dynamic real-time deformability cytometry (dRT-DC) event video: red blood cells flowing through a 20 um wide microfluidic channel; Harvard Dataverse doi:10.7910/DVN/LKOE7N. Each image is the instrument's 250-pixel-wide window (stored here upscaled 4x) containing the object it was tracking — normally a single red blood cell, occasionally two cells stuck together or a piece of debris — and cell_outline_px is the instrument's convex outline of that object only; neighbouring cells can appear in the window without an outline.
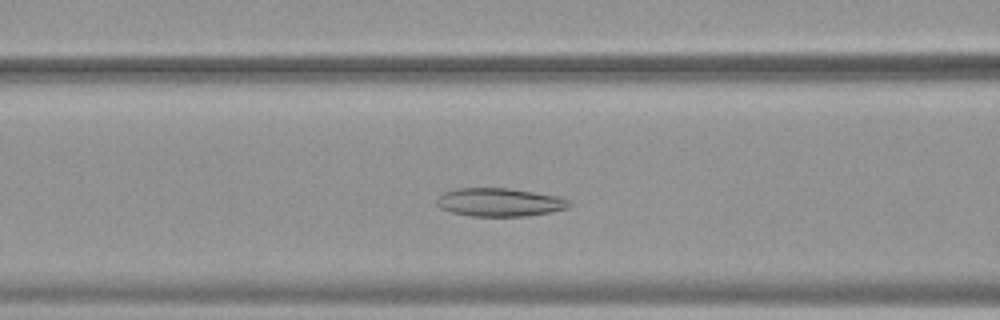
{"species": "common noctule bat (a hibernating species)", "species_latin": "Nyctalus noctula", "temperature_condition": "warm", "stored_images_in_passage": 46, "camera_frame_rate_fps": 3000, "um_per_image_px": 0.085, "animal": {"sex": "female", "body_mass_g": 19.9}, "frame": {"image": 1, "passage_image": 15, "time_ms": 4.667, "image_size_px": [1000, 320], "cell_outline_px": [[572, 204], [568, 208], [528, 216], [468, 216], [452, 212], [440, 208], [436, 204], [436, 200], [444, 192], [456, 188], [508, 188], [560, 196], [572, 200]], "centroid_in_image_um": [42.49, 17.19], "position_along_channel_um": 124.1, "area_um2": 22.02}}
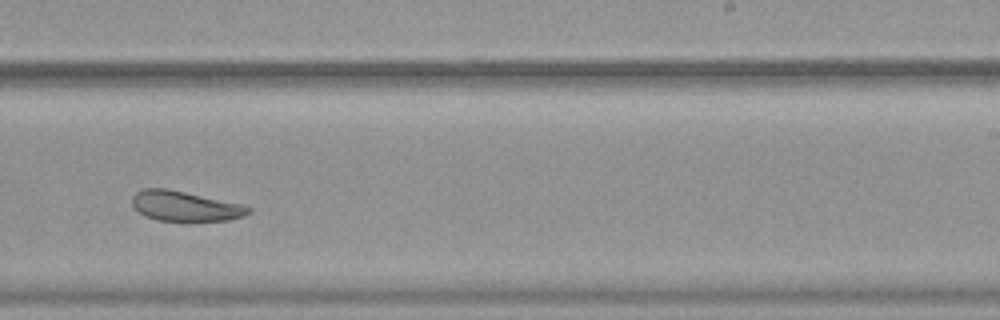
{"frame": {"image": 2, "passage_image": 27, "time_ms": 8.667, "image_size_px": [1000, 320], "cell_outline_px": [[252, 212], [244, 216], [228, 220], [156, 220], [144, 216], [132, 204], [132, 196], [136, 192], [144, 188], [168, 188], [244, 204], [252, 208]], "centroid_in_image_um": [15.76, 17.5], "position_along_channel_um": 273.2, "area_um2": 20.4}}
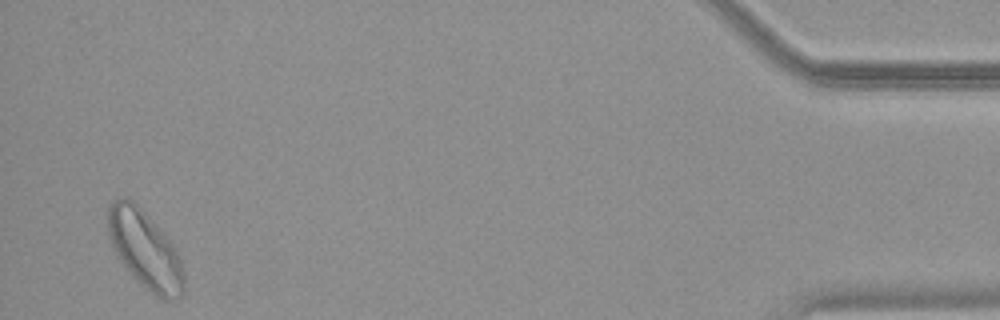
{"frame": {"image": 3, "passage_image": 45, "time_ms": 14.667, "image_size_px": [1000, 320], "cell_outline_px": [[184, 296], [176, 300], [164, 300], [152, 292], [132, 276], [116, 256], [108, 236], [108, 204], [112, 200], [120, 196], [128, 196], [144, 212], [176, 248], [180, 260], [184, 276]], "centroid_in_image_um": [12.31, 21.22], "position_along_channel_um": 422.9, "area_um2": 34.45}, "authors_computed_cell_mechanics": {"area_um2": 24.4494, "velocity_mm_per_s": 3.7476, "shape_relaxation_time_tau1_ms": null, "shape_relaxation_time_tau2_ms": 6.0231, "deformation_change_tau1": null, "deformation_change_tau2": 0.1153}}